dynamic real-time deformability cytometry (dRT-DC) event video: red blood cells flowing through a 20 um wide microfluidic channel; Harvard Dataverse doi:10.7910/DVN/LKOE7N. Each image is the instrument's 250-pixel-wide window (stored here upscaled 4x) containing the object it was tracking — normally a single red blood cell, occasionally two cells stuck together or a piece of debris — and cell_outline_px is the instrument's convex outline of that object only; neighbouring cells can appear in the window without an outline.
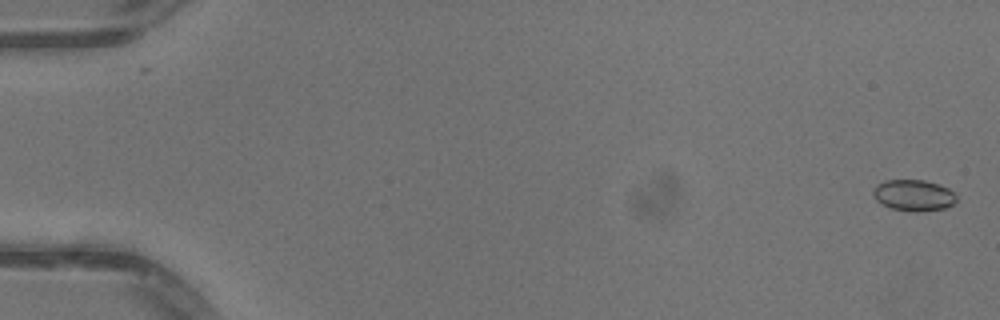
{"species": "common noctule bat (a hibernating species)", "species_latin": "Nyctalus noctula", "temperature_condition": "warm", "stored_images_in_passage": 52, "camera_frame_rate_fps": 3000, "um_per_image_px": 0.085, "animal": {"sex": "male", "body_mass_g": 13.3}, "frame": {"image": 1, "passage_image": 2, "time_ms": 0.333, "image_size_px": [1000, 320], "cell_outline_px": [[956, 200], [952, 204], [944, 208], [892, 208], [876, 200], [872, 192], [876, 184], [884, 180], [924, 180], [948, 188], [956, 196]], "centroid_in_image_um": [77.61, 16.52], "position_along_channel_um": 7.4, "area_um2": 14.16}}
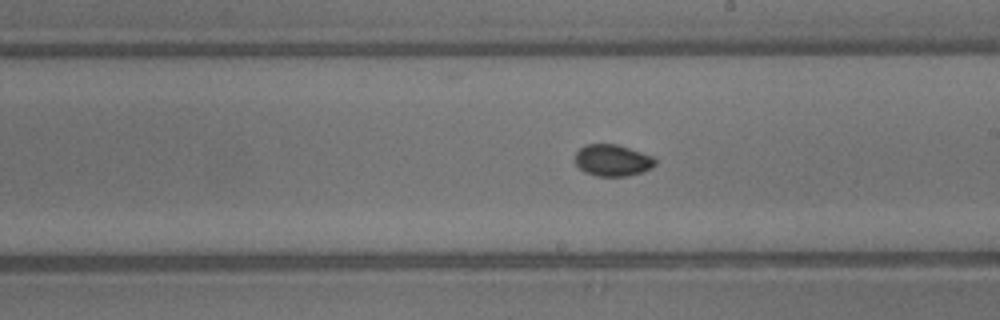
{"frame": {"image": 2, "passage_image": 31, "time_ms": 10.0, "image_size_px": [1000, 320], "cell_outline_px": [[656, 164], [652, 168], [640, 172], [624, 176], [596, 176], [584, 172], [576, 164], [576, 152], [584, 144], [616, 144], [652, 156], [656, 160]], "centroid_in_image_um": [52.05, 13.62], "position_along_channel_um": 237.0, "area_um2": 14.62}}
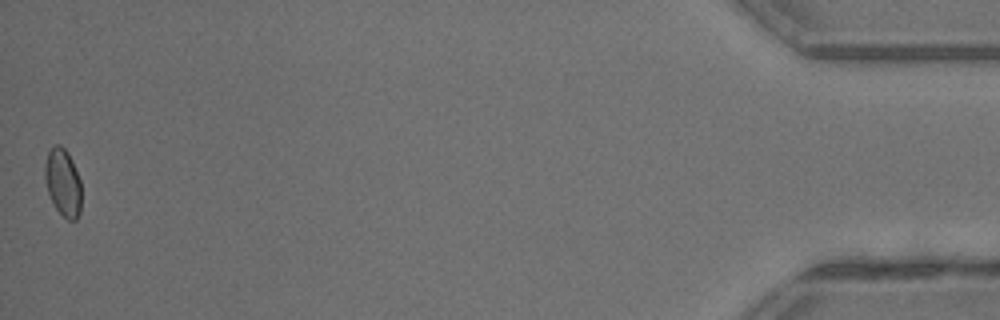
{"frame": {"image": 3, "passage_image": 52, "time_ms": 17.0, "image_size_px": [1000, 320], "cell_outline_px": [[80, 212], [76, 220], [68, 220], [56, 208], [48, 192], [44, 176], [44, 164], [48, 152], [56, 144], [60, 144], [68, 152], [72, 160], [80, 180]], "centroid_in_image_um": [5.34, 15.48], "position_along_channel_um": 429.9, "area_um2": 14.22}, "authors_computed_cell_mechanics": {"area_um2": 14.739, "velocity_mm_per_s": 4.126, "shape_relaxation_time_tau1_ms": null, "shape_relaxation_time_tau2_ms": 1.2176, "deformation_change_tau1": null, "deformation_change_tau2": 0.0299}}